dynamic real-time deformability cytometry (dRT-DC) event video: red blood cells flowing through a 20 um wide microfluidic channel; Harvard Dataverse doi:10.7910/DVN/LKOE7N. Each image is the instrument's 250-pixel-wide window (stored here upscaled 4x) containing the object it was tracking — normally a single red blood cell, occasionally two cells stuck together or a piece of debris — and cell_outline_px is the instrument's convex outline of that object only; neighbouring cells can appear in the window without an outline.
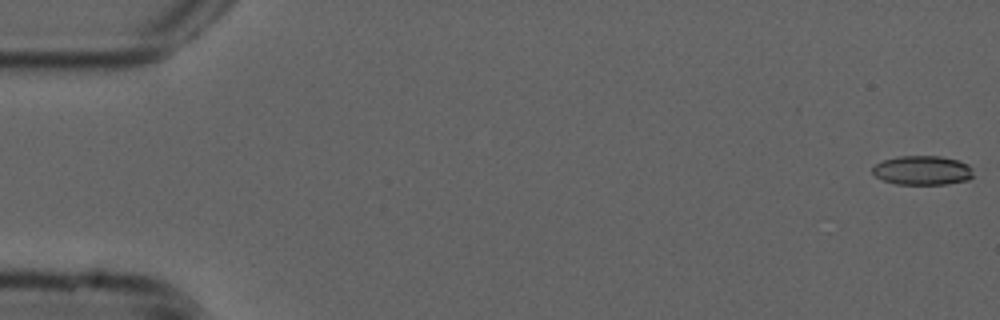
{"species": "common noctule bat (a hibernating species)", "species_latin": "Nyctalus noctula", "temperature_condition": "cold", "stored_images_in_passage": 12, "camera_frame_rate_fps": 3000, "um_per_image_px": 0.085, "animal": {"sex": "male", "forearm_length_mm": 52.5}, "frame": {"image": 1, "passage_image": 1, "time_ms": 0.0, "image_size_px": [1000, 320], "cell_outline_px": [[972, 176], [968, 180], [948, 184], [896, 184], [884, 180], [876, 176], [872, 172], [872, 168], [876, 164], [884, 160], [900, 156], [940, 156], [956, 160], [968, 164], [972, 168]], "centroid_in_image_um": [78.42, 14.48], "position_along_channel_um": 6.6, "area_um2": 17.05}}